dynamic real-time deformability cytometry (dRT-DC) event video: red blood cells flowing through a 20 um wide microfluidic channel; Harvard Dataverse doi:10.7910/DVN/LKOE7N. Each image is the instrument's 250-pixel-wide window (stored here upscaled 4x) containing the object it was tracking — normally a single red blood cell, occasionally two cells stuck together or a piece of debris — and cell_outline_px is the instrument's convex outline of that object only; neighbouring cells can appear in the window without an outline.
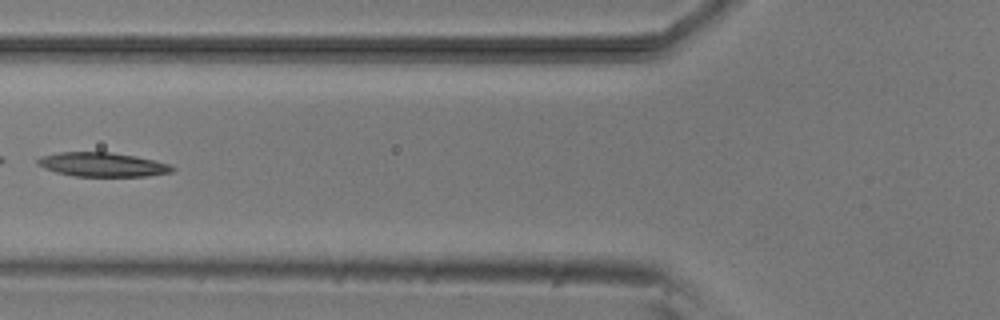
{"species": "common noctule bat (a hibernating species)", "species_latin": "Nyctalus noctula", "temperature_condition": "room temperature", "stored_images_in_passage": 6, "camera_frame_rate_fps": 3000, "um_per_image_px": 0.085, "animal": {"sex": "male", "body_mass_g": 20.5, "forearm_length_mm": 52.5}, "frame": {"image": 1, "passage_image": 5, "time_ms": 5.333, "image_size_px": [1000, 320], "cell_outline_px": [[176, 168], [172, 172], [148, 176], [72, 176], [56, 172], [44, 168], [36, 164], [36, 160], [40, 156], [60, 152], [112, 152], [136, 156], [168, 164]], "centroid_in_image_um": [8.67, 13.99], "position_along_channel_um": 117.1, "area_um2": 18.96}}
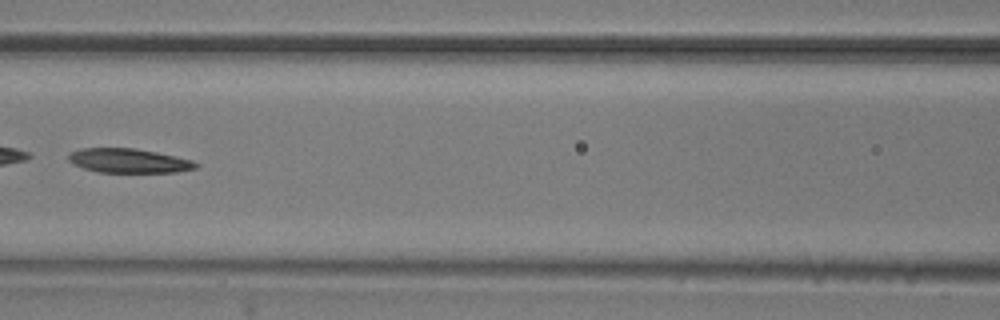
{"frame": {"image": 2, "passage_image": 6, "time_ms": 6.333, "image_size_px": [1000, 320], "cell_outline_px": [[200, 164], [196, 168], [176, 172], [96, 172], [84, 168], [68, 160], [68, 156], [72, 152], [80, 148], [136, 148], [156, 152], [192, 160]], "centroid_in_image_um": [10.96, 13.66], "position_along_channel_um": 155.6, "area_um2": 17.86}}